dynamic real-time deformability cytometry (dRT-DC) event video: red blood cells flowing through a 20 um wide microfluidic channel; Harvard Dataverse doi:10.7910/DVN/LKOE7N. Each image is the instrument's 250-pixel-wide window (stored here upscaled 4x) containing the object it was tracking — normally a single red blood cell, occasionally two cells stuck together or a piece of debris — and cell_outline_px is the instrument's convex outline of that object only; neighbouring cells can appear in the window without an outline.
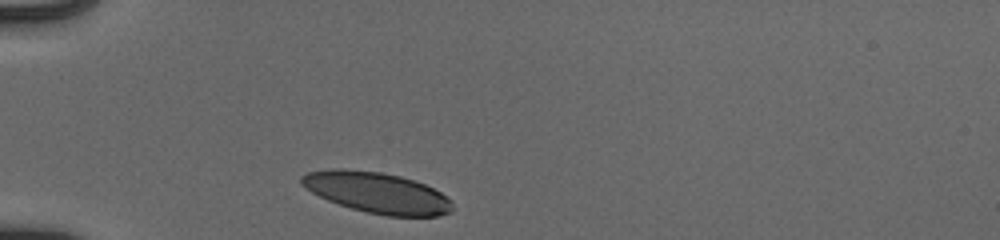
{"species": "human", "species_latin": "Homo sapiens", "temperature_condition": "cold", "stored_images_in_passage": 30, "camera_frame_rate_fps": 3000, "um_per_image_px": 0.085, "donor": {"sex": "male"}, "frame": {"image": 1, "passage_image": 1, "time_ms": 0.0, "image_size_px": [1000, 240], "cell_outline_px": [[452, 212], [436, 216], [388, 216], [368, 212], [352, 208], [328, 200], [312, 192], [300, 184], [300, 176], [308, 172], [332, 168], [344, 168], [380, 172], [400, 176], [424, 184], [440, 192], [452, 204]], "centroid_in_image_um": [32.01, 16.36], "position_along_channel_um": 53.0, "area_um2": 35.6}}
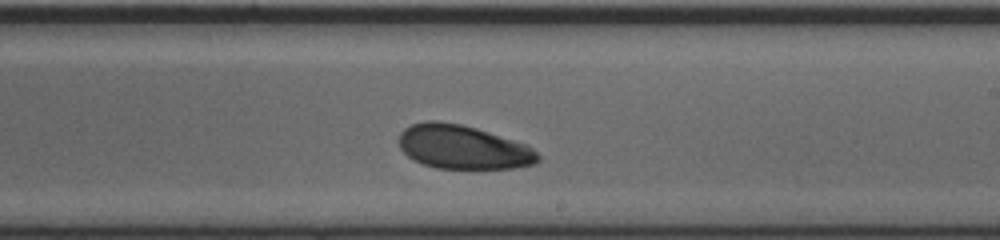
{"frame": {"image": 2, "passage_image": 18, "time_ms": 5.667, "image_size_px": [1000, 240], "cell_outline_px": [[540, 160], [536, 164], [512, 168], [476, 172], [436, 168], [424, 164], [408, 156], [400, 148], [400, 132], [404, 128], [412, 124], [428, 120], [440, 120], [460, 124], [476, 128], [524, 144], [532, 148], [540, 156]], "centroid_in_image_um": [39.37, 12.56], "position_along_channel_um": 249.6, "area_um2": 36.36}}
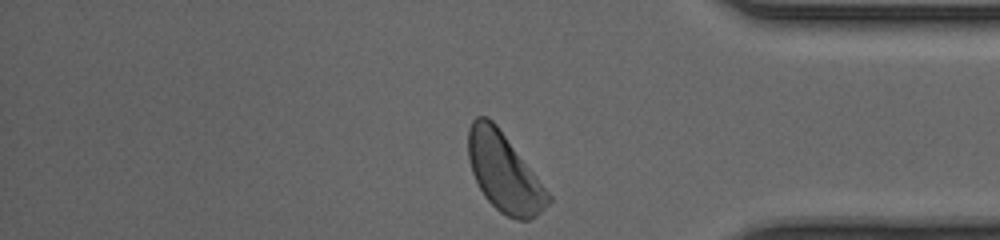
{"frame": {"image": 3, "passage_image": 30, "time_ms": 9.667, "image_size_px": [1000, 240], "cell_outline_px": [[552, 200], [536, 216], [528, 220], [516, 220], [500, 212], [484, 196], [472, 172], [468, 160], [468, 128], [472, 120], [476, 116], [488, 116], [496, 124], [552, 196]], "centroid_in_image_um": [42.84, 14.65], "position_along_channel_um": 392.4, "area_um2": 36.3}, "authors_computed_cell_mechanics": {"area_um2": 36.3851, "velocity_mm_per_s": 3.884, "shape_relaxation_time_tau1_ms": 6.2826, "shape_relaxation_time_tau2_ms": null, "deformation_change_tau1": 0.1962, "deformation_change_tau2": null}}